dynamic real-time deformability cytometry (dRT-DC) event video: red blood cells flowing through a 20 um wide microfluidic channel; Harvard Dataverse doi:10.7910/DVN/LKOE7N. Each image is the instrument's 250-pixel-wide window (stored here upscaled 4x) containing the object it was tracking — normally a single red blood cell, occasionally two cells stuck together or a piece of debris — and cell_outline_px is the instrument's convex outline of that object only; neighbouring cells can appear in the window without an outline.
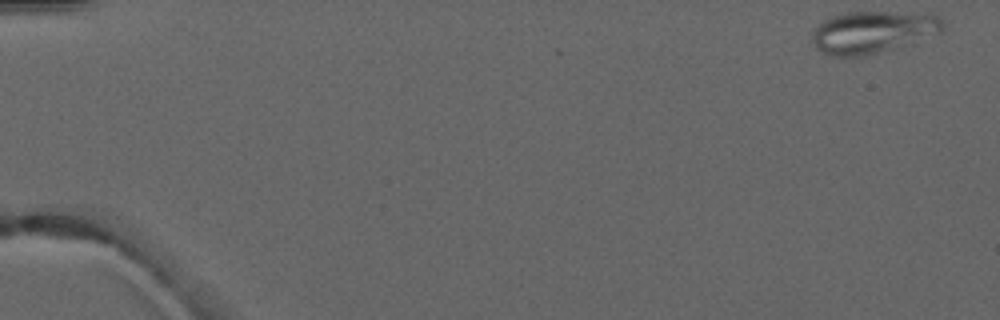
{"species": "common noctule bat (a hibernating species)", "species_latin": "Nyctalus noctula", "temperature_condition": "warm", "stored_images_in_passage": 4, "camera_frame_rate_fps": 3000, "um_per_image_px": 0.085, "animal": {"sex": "male", "forearm_length_mm": 52.5}, "frame": {"image": 1, "passage_image": 1, "time_ms": 0.0, "image_size_px": [1000, 320], "cell_outline_px": [[944, 28], [940, 32], [896, 48], [860, 56], [828, 56], [820, 52], [816, 48], [812, 40], [812, 32], [824, 20], [832, 16], [848, 12], [932, 12], [944, 20]], "centroid_in_image_um": [74.21, 2.71], "position_along_channel_um": 10.8, "area_um2": 32.31}}